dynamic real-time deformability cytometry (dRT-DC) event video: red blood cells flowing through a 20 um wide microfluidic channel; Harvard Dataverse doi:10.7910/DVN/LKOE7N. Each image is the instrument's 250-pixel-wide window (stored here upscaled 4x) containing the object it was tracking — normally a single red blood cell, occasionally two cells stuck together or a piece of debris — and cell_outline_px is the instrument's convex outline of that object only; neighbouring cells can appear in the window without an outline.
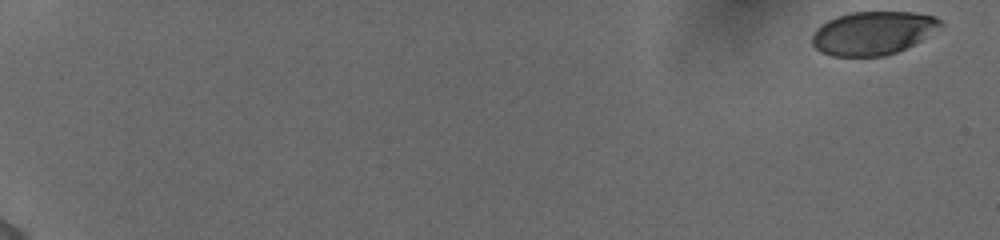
{"species": "human", "species_latin": "Homo sapiens", "temperature_condition": "cold", "stored_images_in_passage": 55, "camera_frame_rate_fps": 3000, "um_per_image_px": 0.085, "donor": {"sex": "female"}, "frame": {"image": 1, "passage_image": 1, "time_ms": 0.0, "image_size_px": [1000, 240], "cell_outline_px": [[944, 24], [920, 40], [896, 52], [884, 56], [832, 56], [820, 52], [812, 44], [812, 36], [816, 28], [828, 20], [836, 16], [852, 12], [916, 12], [936, 16]], "centroid_in_image_um": [74.17, 2.8], "position_along_channel_um": 10.8, "area_um2": 32.31}}
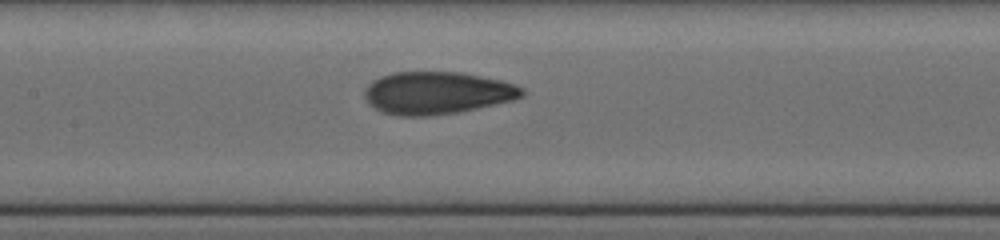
{"frame": {"image": 2, "passage_image": 30, "time_ms": 9.667, "image_size_px": [1000, 240], "cell_outline_px": [[524, 96], [512, 100], [460, 112], [428, 116], [396, 116], [380, 112], [368, 104], [364, 96], [364, 88], [372, 80], [380, 76], [392, 72], [460, 72], [500, 80], [516, 84], [524, 88]], "centroid_in_image_um": [37.1, 7.9], "position_along_channel_um": 170.3, "area_um2": 39.36}}
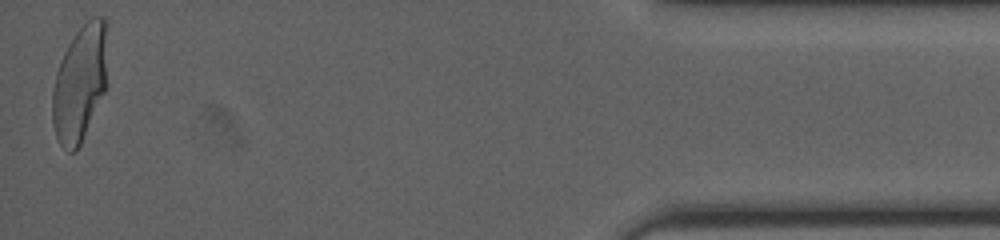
{"frame": {"image": 3, "passage_image": 55, "time_ms": 18.0, "image_size_px": [1000, 240], "cell_outline_px": [[108, 84], [80, 144], [76, 152], [68, 152], [60, 144], [56, 136], [52, 124], [52, 92], [56, 72], [60, 60], [68, 44], [76, 32], [92, 16], [104, 16]], "centroid_in_image_um": [6.78, 7.09], "position_along_channel_um": 428.4, "area_um2": 37.4}, "authors_computed_cell_mechanics": {"area_um2": 37.2232, "velocity_mm_per_s": 3.8748, "shape_relaxation_time_tau1_ms": 5.2815, "shape_relaxation_time_tau2_ms": 0.779, "deformation_change_tau1": 0.1829, "deformation_change_tau2": 0.0658}}